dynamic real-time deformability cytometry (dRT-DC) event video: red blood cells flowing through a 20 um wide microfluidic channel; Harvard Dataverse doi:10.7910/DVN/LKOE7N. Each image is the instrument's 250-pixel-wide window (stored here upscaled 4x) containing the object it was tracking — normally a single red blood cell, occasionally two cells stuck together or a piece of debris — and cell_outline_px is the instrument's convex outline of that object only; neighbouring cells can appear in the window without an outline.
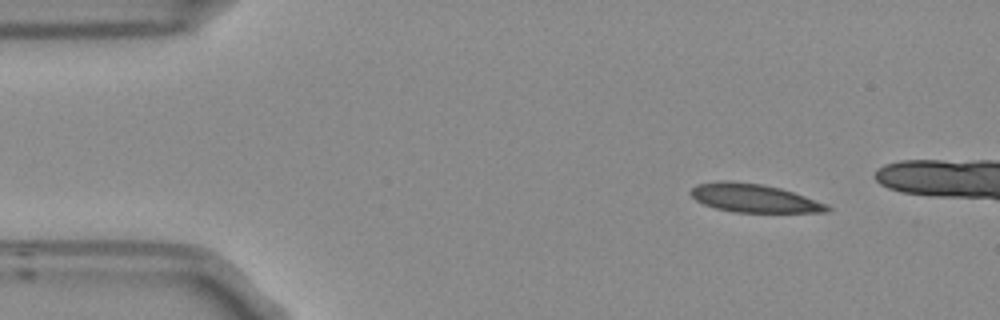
{"species": "Egyptian fruit bat (a non-hibernating species)", "species_latin": "Rousettus aegyptiacus", "temperature_condition": "room temperature", "stored_images_in_passage": 4, "camera_frame_rate_fps": 3000, "um_per_image_px": 0.085, "frame": {"image": 1, "passage_image": 1, "time_ms": 0.0, "image_size_px": [1000, 320], "cell_outline_px": [[832, 208], [828, 212], [736, 212], [716, 208], [704, 204], [696, 200], [688, 192], [696, 184], [720, 180], [728, 180], [760, 184], [780, 188], [828, 204]], "centroid_in_image_um": [64.07, 16.83], "position_along_channel_um": 20.9, "area_um2": 22.48}}